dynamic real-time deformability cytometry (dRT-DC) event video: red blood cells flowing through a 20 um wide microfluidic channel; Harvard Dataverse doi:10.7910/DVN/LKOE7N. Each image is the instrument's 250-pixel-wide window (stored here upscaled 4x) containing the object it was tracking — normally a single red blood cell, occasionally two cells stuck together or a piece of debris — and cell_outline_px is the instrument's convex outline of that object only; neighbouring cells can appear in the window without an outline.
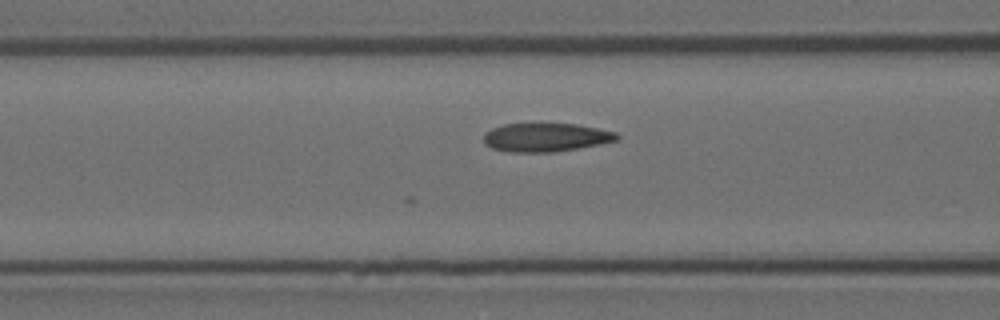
{"species": "Egyptian fruit bat (a non-hibernating species)", "species_latin": "Rousettus aegyptiacus", "temperature_condition": "room temperature", "stored_images_in_passage": 10, "camera_frame_rate_fps": 3000, "um_per_image_px": 0.085, "animal": {"sex": "female"}, "frame": {"image": 1, "passage_image": 5, "time_ms": 1.333, "image_size_px": [1000, 320], "cell_outline_px": [[620, 140], [600, 144], [556, 152], [508, 152], [492, 148], [484, 144], [484, 132], [492, 128], [504, 124], [576, 124], [616, 132], [620, 136]], "centroid_in_image_um": [46.39, 11.68], "position_along_channel_um": 120.2, "area_um2": 22.25}}